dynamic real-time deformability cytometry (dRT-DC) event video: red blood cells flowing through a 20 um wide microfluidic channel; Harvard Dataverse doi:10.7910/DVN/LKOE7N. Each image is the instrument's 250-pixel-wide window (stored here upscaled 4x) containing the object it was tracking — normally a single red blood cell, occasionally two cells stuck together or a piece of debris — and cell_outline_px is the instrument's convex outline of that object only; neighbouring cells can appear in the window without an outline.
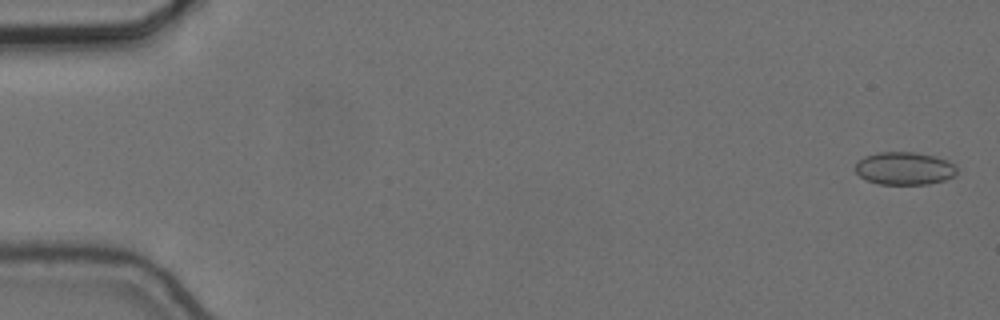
{"species": "common noctule bat (a hibernating species)", "species_latin": "Nyctalus noctula", "temperature_condition": "cold", "stored_images_in_passage": 57, "camera_frame_rate_fps": 3000, "um_per_image_px": 0.085, "animal": {"sex": "female", "body_mass_g": 24.6, "forearm_length_mm": 56.2}, "frame": {"image": 1, "passage_image": 2, "time_ms": 0.333, "image_size_px": [1000, 320], "cell_outline_px": [[956, 172], [952, 176], [944, 180], [928, 184], [880, 184], [868, 180], [860, 176], [856, 172], [856, 160], [864, 156], [876, 152], [912, 152], [936, 156], [948, 160], [956, 164]], "centroid_in_image_um": [76.87, 14.3], "position_along_channel_um": 8.1, "area_um2": 19.48}}
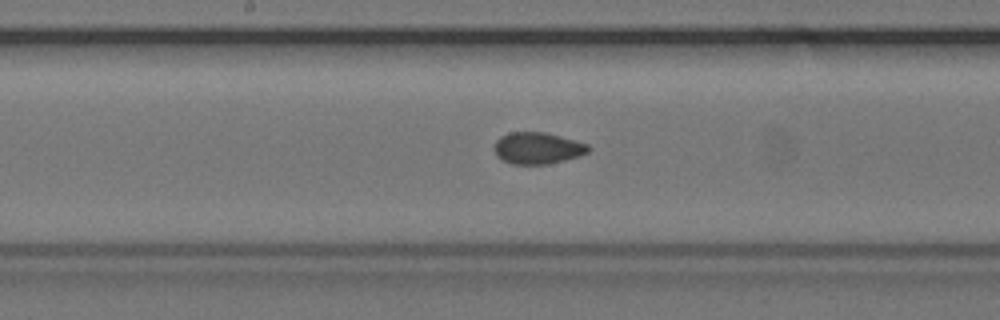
{"frame": {"image": 2, "passage_image": 30, "time_ms": 9.667, "image_size_px": [1000, 320], "cell_outline_px": [[592, 148], [588, 152], [580, 156], [548, 164], [512, 164], [496, 156], [496, 140], [500, 136], [508, 132], [544, 132], [560, 136], [588, 144]], "centroid_in_image_um": [45.72, 12.59], "position_along_channel_um": 202.5, "area_um2": 17.28}}
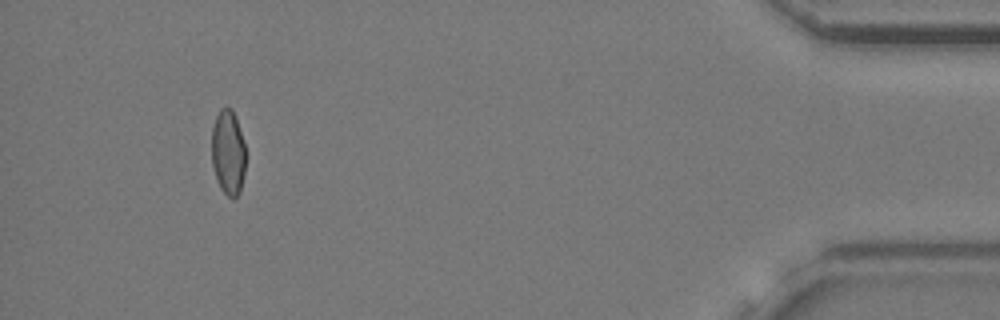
{"frame": {"image": 3, "passage_image": 53, "time_ms": 17.333, "image_size_px": [1000, 320], "cell_outline_px": [[244, 176], [240, 192], [232, 200], [220, 188], [216, 180], [212, 164], [212, 128], [216, 116], [220, 108], [232, 108], [236, 116], [244, 144]], "centroid_in_image_um": [19.38, 12.97], "position_along_channel_um": 415.8, "area_um2": 16.88}, "authors_computed_cell_mechanics": {"area_um2": 17.8602, "velocity_mm_per_s": 3.6766, "shape_relaxation_time_tau1_ms": null, "shape_relaxation_time_tau2_ms": 1.4052, "deformation_change_tau1": null, "deformation_change_tau2": 0.0576}}